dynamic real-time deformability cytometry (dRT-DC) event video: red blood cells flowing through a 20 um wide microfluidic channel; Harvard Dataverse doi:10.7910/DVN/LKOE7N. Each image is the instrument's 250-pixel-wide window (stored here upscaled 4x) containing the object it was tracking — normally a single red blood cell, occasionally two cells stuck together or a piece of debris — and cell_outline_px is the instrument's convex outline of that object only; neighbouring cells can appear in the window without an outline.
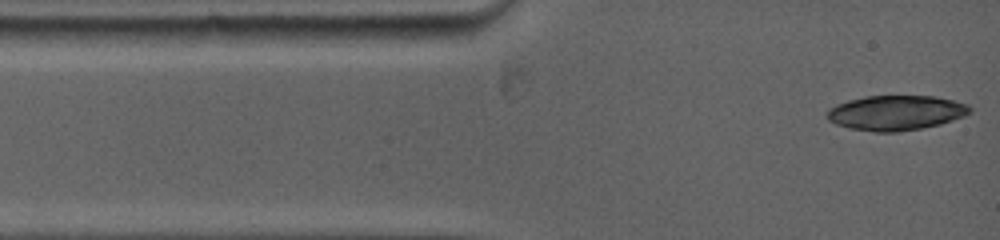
{"species": "common noctule bat (a hibernating species)", "species_latin": "Nyctalus noctula", "temperature_condition": "warm", "stored_images_in_passage": 7, "camera_frame_rate_fps": 5000, "um_per_image_px": 0.085, "animal": {"sex": "female", "body_mass_g": 19.0, "forearm_length_mm": 53.3}, "frame": {"image": 1, "passage_image": 1, "time_ms": 0.0, "image_size_px": [1000, 240], "cell_outline_px": [[972, 112], [964, 116], [940, 124], [920, 128], [896, 132], [876, 132], [848, 128], [836, 124], [828, 120], [828, 108], [836, 104], [848, 100], [864, 96], [936, 96], [968, 104], [972, 108]], "centroid_in_image_um": [76.15, 9.58], "position_along_channel_um": 8.8, "area_um2": 29.07}}